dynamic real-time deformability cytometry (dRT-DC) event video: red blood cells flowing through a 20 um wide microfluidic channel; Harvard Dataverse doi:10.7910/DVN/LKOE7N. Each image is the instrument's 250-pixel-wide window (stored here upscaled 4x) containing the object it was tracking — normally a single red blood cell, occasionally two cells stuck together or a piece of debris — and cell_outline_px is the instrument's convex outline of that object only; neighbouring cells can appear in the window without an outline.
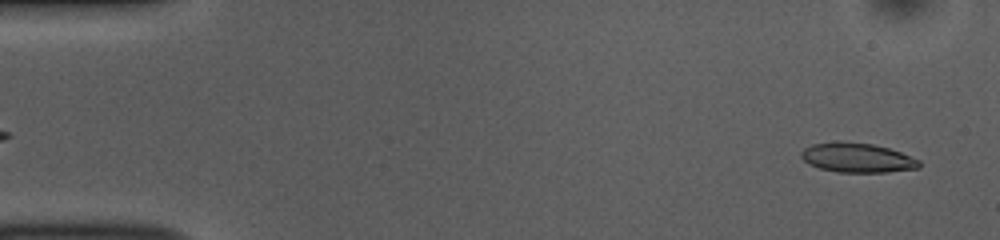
{"species": "common noctule bat (a hibernating species)", "species_latin": "Nyctalus noctula", "temperature_condition": "room temperature", "stored_images_in_passage": 52, "camera_frame_rate_fps": 3000, "um_per_image_px": 0.085, "animal": {"sex": "female", "body_mass_g": 10.0, "forearm_length_mm": 53.1}, "frame": {"image": 1, "passage_image": 2, "time_ms": 0.333, "image_size_px": [1000, 240], "cell_outline_px": [[920, 168], [884, 172], [840, 172], [820, 168], [808, 164], [800, 156], [800, 152], [804, 148], [812, 144], [872, 144], [888, 148], [900, 152], [920, 160]], "centroid_in_image_um": [72.89, 13.45], "position_along_channel_um": 12.1, "area_um2": 19.48}}
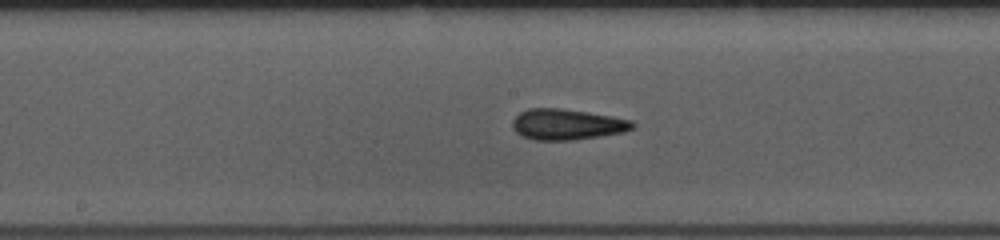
{"frame": {"image": 2, "passage_image": 26, "time_ms": 8.333, "image_size_px": [1000, 240], "cell_outline_px": [[636, 124], [632, 128], [624, 132], [600, 136], [572, 140], [536, 140], [524, 136], [516, 132], [512, 128], [512, 120], [520, 112], [528, 108], [560, 108], [612, 116], [632, 120]], "centroid_in_image_um": [48.19, 10.57], "position_along_channel_um": 200.0, "area_um2": 21.5}}
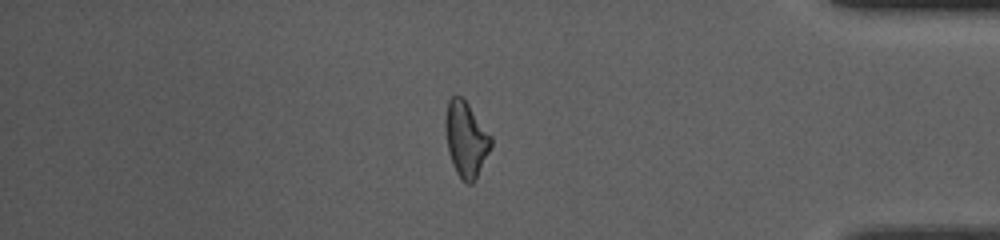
{"frame": {"image": 3, "passage_image": 44, "time_ms": 14.333, "image_size_px": [1000, 240], "cell_outline_px": [[492, 144], [472, 184], [468, 184], [456, 172], [452, 164], [448, 152], [444, 124], [444, 120], [448, 100], [452, 96], [460, 96], [468, 104], [492, 136]], "centroid_in_image_um": [39.58, 11.8], "position_along_channel_um": 395.6, "area_um2": 19.71}, "authors_computed_cell_mechanics": {"area_um2": 20.2011, "velocity_mm_per_s": 3.7589, "shape_relaxation_time_tau1_ms": 7.1432, "shape_relaxation_time_tau2_ms": 2.1514, "deformation_change_tau1": 0.1606, "deformation_change_tau2": 0.1052}}